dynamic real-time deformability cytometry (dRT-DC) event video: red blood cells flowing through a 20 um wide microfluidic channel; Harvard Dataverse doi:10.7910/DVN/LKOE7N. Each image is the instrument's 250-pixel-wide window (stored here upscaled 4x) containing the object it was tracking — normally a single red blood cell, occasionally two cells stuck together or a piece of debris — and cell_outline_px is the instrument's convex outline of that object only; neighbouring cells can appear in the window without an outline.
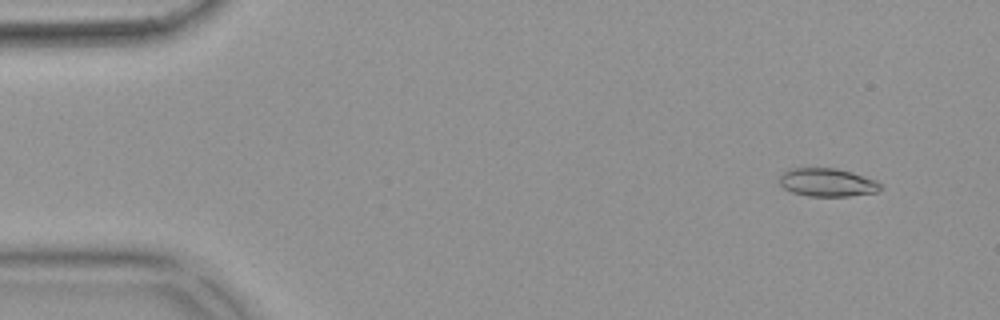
{"species": "common noctule bat (a hibernating species)", "species_latin": "Nyctalus noctula", "temperature_condition": "warm", "stored_images_in_passage": 55, "camera_frame_rate_fps": 3000, "um_per_image_px": 0.085, "animal": {"sex": "female", "body_mass_g": 18.4}, "frame": {"image": 1, "passage_image": 5, "time_ms": 1.333, "image_size_px": [1000, 320], "cell_outline_px": [[884, 188], [876, 192], [848, 196], [808, 196], [792, 192], [784, 188], [780, 184], [780, 176], [788, 168], [836, 168], [852, 172], [876, 180]], "centroid_in_image_um": [70.33, 15.5], "position_along_channel_um": 14.7, "area_um2": 16.65}}
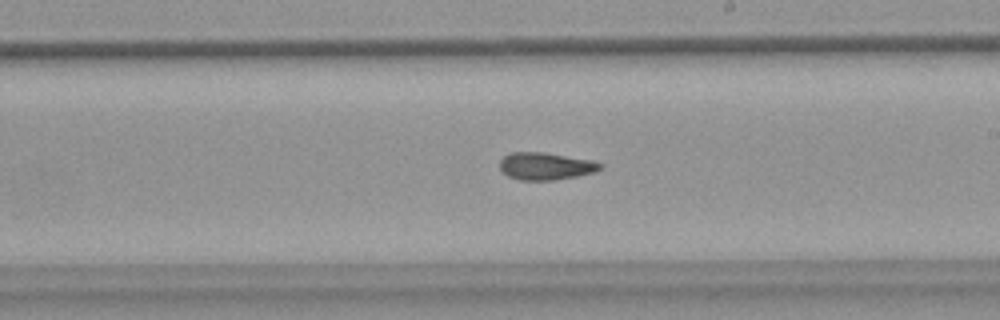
{"frame": {"image": 2, "passage_image": 32, "time_ms": 10.333, "image_size_px": [1000, 320], "cell_outline_px": [[604, 168], [596, 172], [556, 180], [520, 180], [508, 176], [500, 168], [500, 160], [508, 152], [544, 152], [592, 160], [604, 164]], "centroid_in_image_um": [46.42, 14.12], "position_along_channel_um": 242.6, "area_um2": 16.18}}
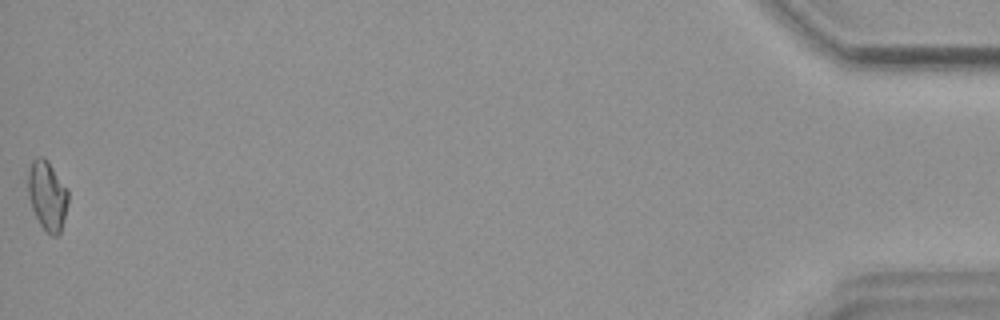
{"frame": {"image": 3, "passage_image": 55, "time_ms": 18.0, "image_size_px": [1000, 320], "cell_outline_px": [[68, 204], [60, 232], [56, 236], [52, 236], [40, 224], [32, 208], [28, 196], [28, 168], [32, 160], [36, 156], [44, 156], [48, 160], [68, 188]], "centroid_in_image_um": [4.02, 16.56], "position_along_channel_um": 431.2, "area_um2": 16.42}, "authors_computed_cell_mechanics": {"area_um2": 16.4152, "velocity_mm_per_s": 3.7362, "shape_relaxation_time_tau1_ms": null, "shape_relaxation_time_tau2_ms": 4.2333, "deformation_change_tau1": null, "deformation_change_tau2": 0.0926}}